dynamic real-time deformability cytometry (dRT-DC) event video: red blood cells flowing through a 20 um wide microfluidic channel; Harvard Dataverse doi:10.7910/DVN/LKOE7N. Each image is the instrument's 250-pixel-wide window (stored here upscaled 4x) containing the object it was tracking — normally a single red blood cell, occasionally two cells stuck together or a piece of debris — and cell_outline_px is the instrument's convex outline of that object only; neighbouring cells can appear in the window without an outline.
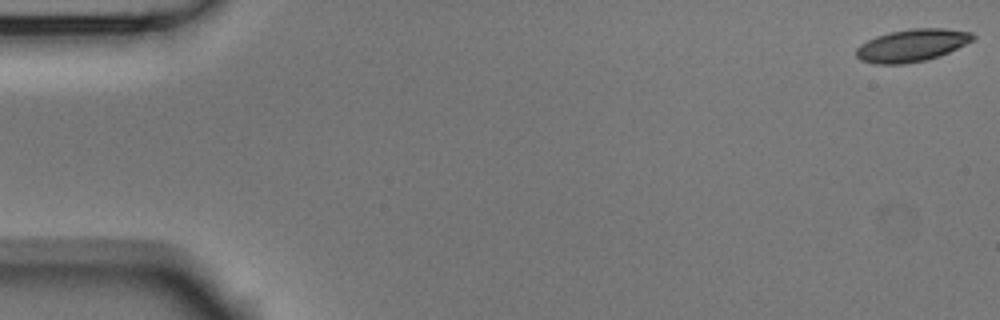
{"species": "Egyptian fruit bat (a non-hibernating species)", "species_latin": "Rousettus aegyptiacus", "temperature_condition": "room temperature", "stored_images_in_passage": 54, "camera_frame_rate_fps": 3000, "um_per_image_px": 0.085, "animal": {"sex": "male"}, "frame": {"image": 1, "passage_image": 1, "time_ms": 0.0, "image_size_px": [1000, 320], "cell_outline_px": [[976, 36], [972, 40], [940, 56], [924, 60], [904, 64], [876, 64], [860, 60], [856, 56], [856, 48], [860, 44], [876, 36], [888, 32], [912, 28], [944, 28], [972, 32]], "centroid_in_image_um": [77.48, 3.85], "position_along_channel_um": 7.5, "area_um2": 22.02}}
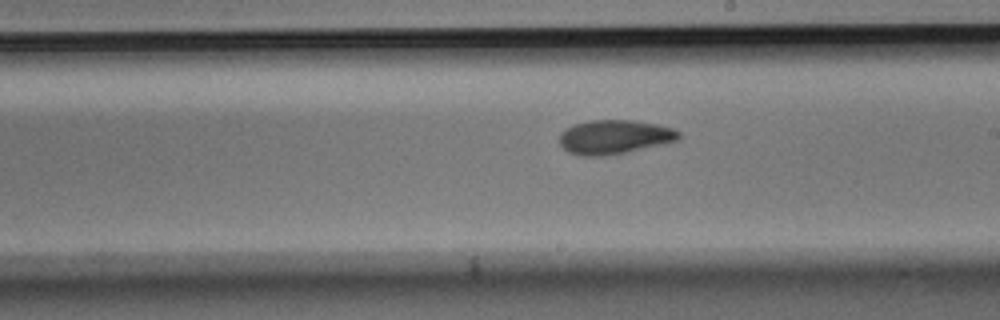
{"frame": {"image": 2, "passage_image": 31, "time_ms": 10.0, "image_size_px": [1000, 320], "cell_outline_px": [[680, 136], [676, 140], [628, 152], [604, 156], [580, 156], [568, 152], [560, 144], [560, 132], [572, 124], [588, 120], [636, 120], [656, 124], [672, 128], [680, 132]], "centroid_in_image_um": [52.17, 11.63], "position_along_channel_um": 236.8, "area_um2": 23.76}}
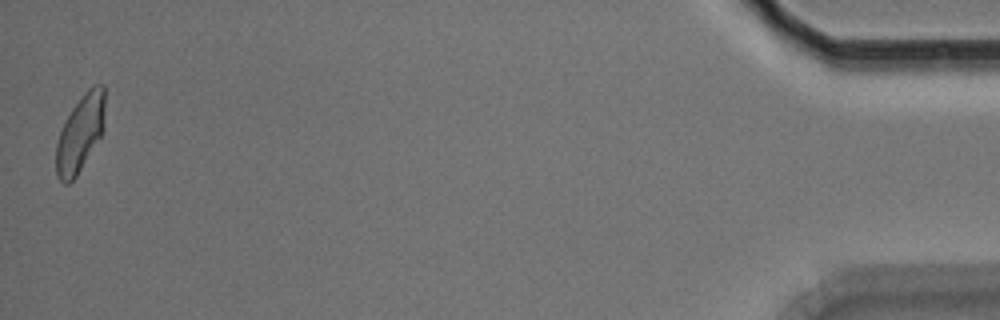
{"frame": {"image": 3, "passage_image": 54, "time_ms": 17.667, "image_size_px": [1000, 320], "cell_outline_px": [[104, 112], [100, 136], [76, 176], [68, 184], [64, 184], [56, 176], [56, 144], [60, 132], [72, 108], [84, 92], [92, 84], [104, 84]], "centroid_in_image_um": [6.79, 11.32], "position_along_channel_um": 428.4, "area_um2": 21.33}, "authors_computed_cell_mechanics": {"area_um2": 22.5998, "velocity_mm_per_s": 3.7031, "shape_relaxation_time_tau1_ms": 4.8572, "shape_relaxation_time_tau2_ms": 2.7878, "deformation_change_tau1": 0.1665, "deformation_change_tau2": 0.0731}}